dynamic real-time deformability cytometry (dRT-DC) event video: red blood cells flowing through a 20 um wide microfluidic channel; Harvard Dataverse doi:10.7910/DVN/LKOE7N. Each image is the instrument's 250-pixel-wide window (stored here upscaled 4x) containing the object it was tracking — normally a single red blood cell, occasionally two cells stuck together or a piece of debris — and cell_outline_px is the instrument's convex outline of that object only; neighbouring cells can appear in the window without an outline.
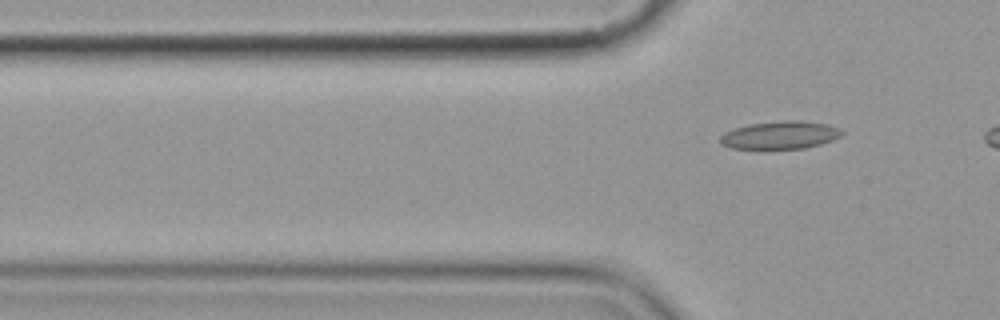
{"species": "common noctule bat (a hibernating species)", "species_latin": "Nyctalus noctula", "temperature_condition": "cold", "stored_images_in_passage": 3, "segment_of_instrument_passage": [2, 2], "camera_frame_rate_fps": 3000, "um_per_image_px": 0.085, "animal": {"sex": "female", "body_mass_g": 19.9}, "frame": {"image": 1, "passage_image": 3, "time_ms": 2.667, "image_size_px": [1000, 320], "cell_outline_px": [[844, 132], [840, 136], [832, 140], [820, 144], [804, 148], [760, 152], [732, 148], [720, 144], [720, 136], [724, 132], [748, 124], [784, 120], [800, 120], [828, 124], [840, 128]], "centroid_in_image_um": [66.26, 11.53], "position_along_channel_um": 59.5, "area_um2": 20.69}}